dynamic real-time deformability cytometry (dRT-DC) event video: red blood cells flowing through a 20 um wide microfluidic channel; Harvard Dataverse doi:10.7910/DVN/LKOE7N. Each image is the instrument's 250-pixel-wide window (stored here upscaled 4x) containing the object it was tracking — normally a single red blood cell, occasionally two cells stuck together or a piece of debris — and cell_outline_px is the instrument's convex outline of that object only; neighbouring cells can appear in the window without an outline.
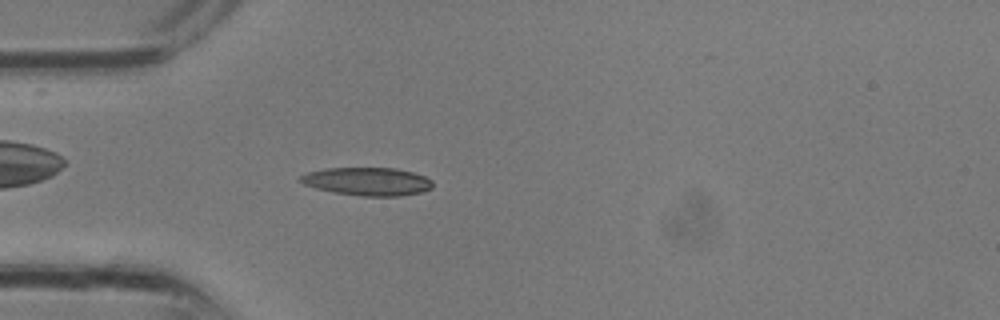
{"species": "common noctule bat (a hibernating species)", "species_latin": "Nyctalus noctula", "temperature_condition": "room temperature", "stored_images_in_passage": 29, "camera_frame_rate_fps": 3000, "um_per_image_px": 0.085, "animal": {"sex": "male", "body_mass_g": 13.3}, "frame": {"image": 1, "passage_image": 8, "time_ms": 2.333, "image_size_px": [1000, 320], "cell_outline_px": [[432, 188], [420, 192], [400, 196], [360, 196], [336, 192], [316, 188], [304, 184], [296, 180], [300, 176], [308, 172], [324, 168], [396, 168], [412, 172], [424, 176], [432, 180]], "centroid_in_image_um": [31.21, 15.42], "position_along_channel_um": 53.8, "area_um2": 21.62}}
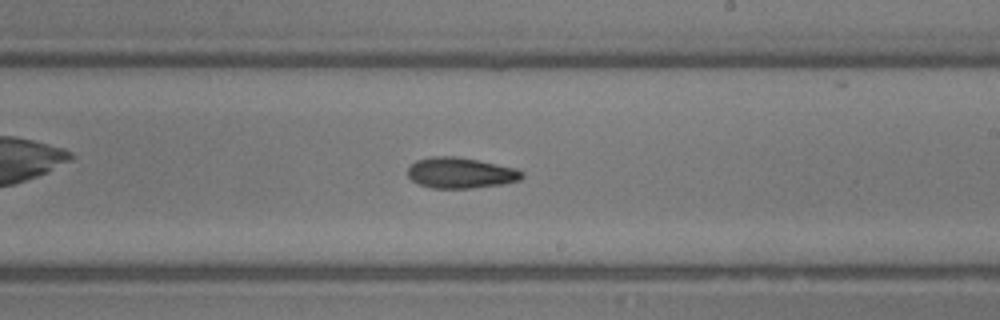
{"frame": {"image": 2, "passage_image": 17, "time_ms": 5.333, "image_size_px": [1000, 320], "cell_outline_px": [[524, 176], [520, 180], [504, 184], [472, 188], [432, 188], [420, 184], [412, 180], [408, 176], [408, 168], [416, 160], [432, 156], [456, 156], [516, 168], [524, 172]], "centroid_in_image_um": [39.17, 14.7], "position_along_channel_um": 249.8, "area_um2": 20.46}}
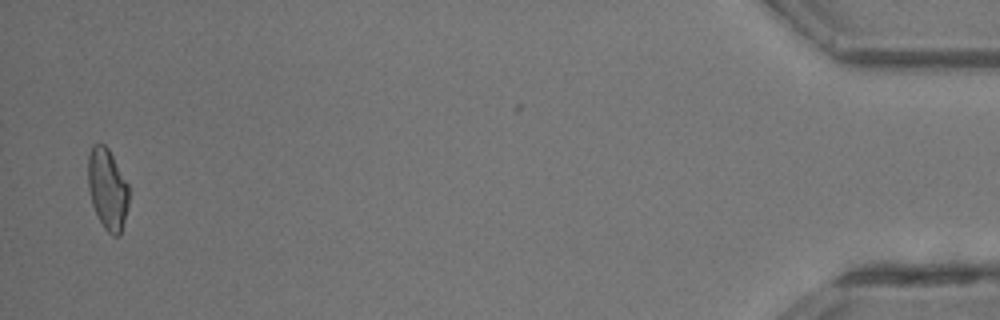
{"frame": {"image": 3, "passage_image": 29, "time_ms": 9.333, "image_size_px": [1000, 320], "cell_outline_px": [[128, 204], [120, 236], [112, 236], [104, 228], [92, 204], [88, 188], [88, 156], [92, 144], [104, 144], [108, 148], [128, 184]], "centroid_in_image_um": [9.12, 16.06], "position_along_channel_um": 426.1, "area_um2": 19.13}}